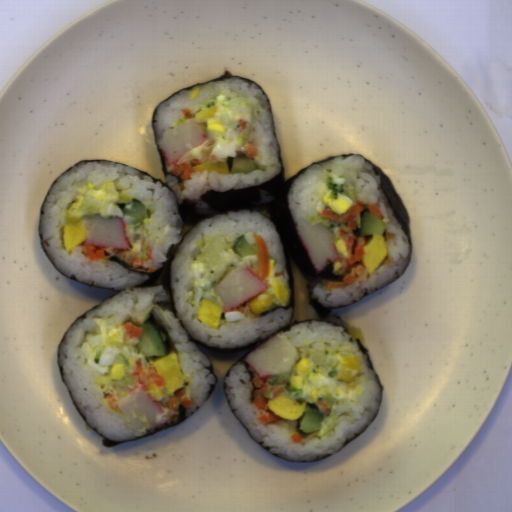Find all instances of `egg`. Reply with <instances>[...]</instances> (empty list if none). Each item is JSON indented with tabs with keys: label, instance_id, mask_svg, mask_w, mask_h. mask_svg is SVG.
<instances>
[{
	"label": "egg",
	"instance_id": "6",
	"mask_svg": "<svg viewBox=\"0 0 512 512\" xmlns=\"http://www.w3.org/2000/svg\"><path fill=\"white\" fill-rule=\"evenodd\" d=\"M325 196L318 197L313 208L315 210L314 215H309V221L314 224H323L328 229H330L333 233V241L335 248L339 254L340 259L333 262V275H344L348 271V263L346 259H349L350 254L348 250V246L345 240L340 237V229L346 231L347 233L350 231L346 223H339L328 218L322 217V212L325 210H331L328 206H326L323 202Z\"/></svg>",
	"mask_w": 512,
	"mask_h": 512
},
{
	"label": "egg",
	"instance_id": "2",
	"mask_svg": "<svg viewBox=\"0 0 512 512\" xmlns=\"http://www.w3.org/2000/svg\"><path fill=\"white\" fill-rule=\"evenodd\" d=\"M92 319L98 327L101 341L89 353L87 364L104 398L111 396L118 402L132 387L138 385L137 376L133 373L136 369V360L140 357L144 371L153 365L157 374L164 378L165 384L162 389L153 381L149 382L146 388L166 416H170V400L177 392L183 390L185 382L178 353L170 350L165 357L152 358L147 362L135 349L139 339L128 337L124 330L125 324L98 317Z\"/></svg>",
	"mask_w": 512,
	"mask_h": 512
},
{
	"label": "egg",
	"instance_id": "7",
	"mask_svg": "<svg viewBox=\"0 0 512 512\" xmlns=\"http://www.w3.org/2000/svg\"><path fill=\"white\" fill-rule=\"evenodd\" d=\"M364 254L361 261L366 267L367 274H373L384 263L387 253V241L385 235L371 234L363 247Z\"/></svg>",
	"mask_w": 512,
	"mask_h": 512
},
{
	"label": "egg",
	"instance_id": "3",
	"mask_svg": "<svg viewBox=\"0 0 512 512\" xmlns=\"http://www.w3.org/2000/svg\"><path fill=\"white\" fill-rule=\"evenodd\" d=\"M193 115L208 138L177 162L192 166V160L197 159L200 164L193 167L194 172L229 174L228 160L236 158L237 152L245 146L252 127L254 111L249 100L234 89H225L200 103ZM240 119L247 121V130L240 127Z\"/></svg>",
	"mask_w": 512,
	"mask_h": 512
},
{
	"label": "egg",
	"instance_id": "9",
	"mask_svg": "<svg viewBox=\"0 0 512 512\" xmlns=\"http://www.w3.org/2000/svg\"><path fill=\"white\" fill-rule=\"evenodd\" d=\"M223 316L225 318L226 323L230 324L245 319L246 317L240 313L239 309L231 312H224Z\"/></svg>",
	"mask_w": 512,
	"mask_h": 512
},
{
	"label": "egg",
	"instance_id": "5",
	"mask_svg": "<svg viewBox=\"0 0 512 512\" xmlns=\"http://www.w3.org/2000/svg\"><path fill=\"white\" fill-rule=\"evenodd\" d=\"M235 242L227 241L221 234L214 236L204 242L190 266L192 284L188 301L197 310L198 322L216 330L221 326L224 312L217 285L238 267L249 268L259 278V253L239 257L232 249Z\"/></svg>",
	"mask_w": 512,
	"mask_h": 512
},
{
	"label": "egg",
	"instance_id": "1",
	"mask_svg": "<svg viewBox=\"0 0 512 512\" xmlns=\"http://www.w3.org/2000/svg\"><path fill=\"white\" fill-rule=\"evenodd\" d=\"M296 350L299 358L290 371L289 382L291 387L303 392H286L267 399V408L278 419H300L307 407L318 409L316 403L320 400L326 402L329 410L362 398L365 390L360 379V356L323 341Z\"/></svg>",
	"mask_w": 512,
	"mask_h": 512
},
{
	"label": "egg",
	"instance_id": "8",
	"mask_svg": "<svg viewBox=\"0 0 512 512\" xmlns=\"http://www.w3.org/2000/svg\"><path fill=\"white\" fill-rule=\"evenodd\" d=\"M262 281H264L267 286L266 291L272 296V305L287 307L291 292L285 279L276 276V259L269 258L268 277Z\"/></svg>",
	"mask_w": 512,
	"mask_h": 512
},
{
	"label": "egg",
	"instance_id": "4",
	"mask_svg": "<svg viewBox=\"0 0 512 512\" xmlns=\"http://www.w3.org/2000/svg\"><path fill=\"white\" fill-rule=\"evenodd\" d=\"M128 194L117 189L114 181L105 182L99 186L87 183L83 186L77 197L68 206L62 227V243L68 255L77 247H83L88 239V221L94 215L102 218H122L126 224V237L131 245L130 250L124 253L130 257L149 259L150 232L148 218H143L142 225L134 229L131 216L123 214L117 203L128 204L132 202Z\"/></svg>",
	"mask_w": 512,
	"mask_h": 512
}]
</instances>
